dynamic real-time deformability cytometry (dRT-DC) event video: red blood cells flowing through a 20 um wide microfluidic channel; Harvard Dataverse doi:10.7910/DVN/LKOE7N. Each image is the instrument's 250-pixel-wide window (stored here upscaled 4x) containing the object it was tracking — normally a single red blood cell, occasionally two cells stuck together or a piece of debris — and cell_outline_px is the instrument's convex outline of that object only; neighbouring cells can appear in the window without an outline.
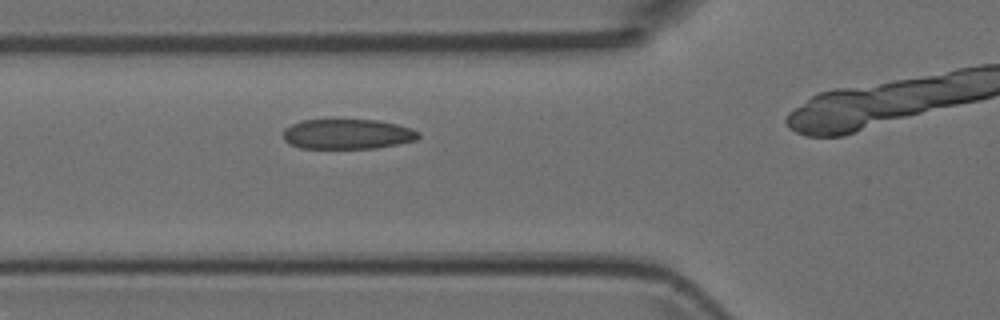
{"species": "Egyptian fruit bat (a non-hibernating species)", "species_latin": "Rousettus aegyptiacus", "temperature_condition": "room temperature", "stored_images_in_passage": 4, "camera_frame_rate_fps": 3000, "um_per_image_px": 0.085, "animal": {"sex": "female"}, "frame": {"image": 1, "passage_image": 3, "time_ms": 0.667, "image_size_px": [1000, 320], "cell_outline_px": [[420, 136], [416, 140], [376, 148], [300, 148], [288, 144], [284, 140], [284, 128], [292, 124], [304, 120], [332, 116], [376, 120], [396, 124], [420, 132]], "centroid_in_image_um": [29.47, 11.35], "position_along_channel_um": 96.3, "area_um2": 24.57}}